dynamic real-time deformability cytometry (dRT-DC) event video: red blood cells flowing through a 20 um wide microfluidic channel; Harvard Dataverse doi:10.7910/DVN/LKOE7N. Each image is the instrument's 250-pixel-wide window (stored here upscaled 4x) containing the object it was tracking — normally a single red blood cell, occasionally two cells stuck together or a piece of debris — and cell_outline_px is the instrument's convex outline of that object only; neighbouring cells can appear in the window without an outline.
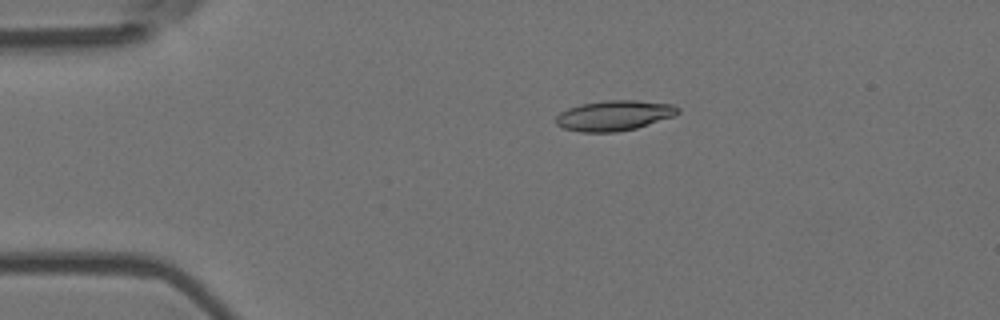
{"species": "Egyptian fruit bat (a non-hibernating species)", "species_latin": "Rousettus aegyptiacus", "temperature_condition": "room temperature", "stored_images_in_passage": 2, "camera_frame_rate_fps": 3000, "um_per_image_px": 0.085, "animal": {"sex": "female"}, "frame": {"image": 1, "passage_image": 1, "time_ms": 0.0, "image_size_px": [1000, 320], "cell_outline_px": [[680, 112], [676, 116], [636, 128], [616, 132], [580, 132], [564, 128], [556, 124], [556, 116], [560, 112], [568, 108], [580, 104], [608, 100], [636, 100], [672, 104], [680, 108]], "centroid_in_image_um": [52.23, 9.82], "position_along_channel_um": 32.8, "area_um2": 21.62}}